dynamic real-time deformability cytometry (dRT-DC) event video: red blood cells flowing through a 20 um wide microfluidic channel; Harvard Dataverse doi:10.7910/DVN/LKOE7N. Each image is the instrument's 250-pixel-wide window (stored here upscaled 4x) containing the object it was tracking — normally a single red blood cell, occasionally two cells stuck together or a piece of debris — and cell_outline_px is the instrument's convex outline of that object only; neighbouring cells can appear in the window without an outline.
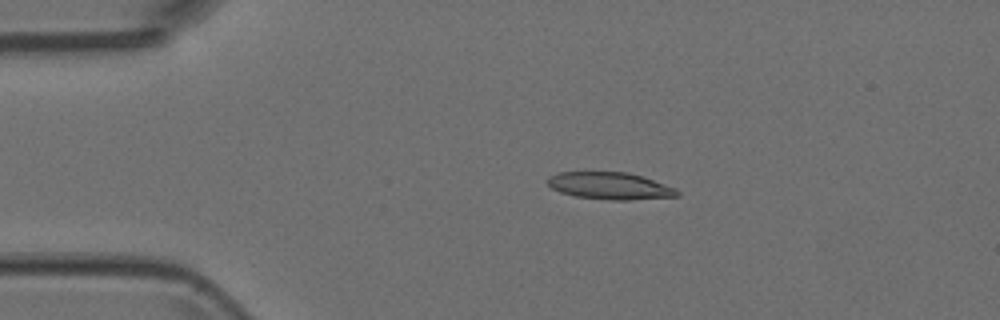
{"species": "Egyptian fruit bat (a non-hibernating species)", "species_latin": "Rousettus aegyptiacus", "temperature_condition": "room temperature", "stored_images_in_passage": 4, "camera_frame_rate_fps": 3000, "um_per_image_px": 0.085, "animal": {"sex": "female"}, "frame": {"image": 1, "passage_image": 3, "time_ms": 0.667, "image_size_px": [1000, 320], "cell_outline_px": [[680, 196], [632, 200], [608, 200], [576, 196], [560, 192], [552, 188], [548, 184], [548, 176], [556, 172], [628, 172], [676, 188], [680, 192]], "centroid_in_image_um": [51.84, 15.8], "position_along_channel_um": 33.2, "area_um2": 20.46}}